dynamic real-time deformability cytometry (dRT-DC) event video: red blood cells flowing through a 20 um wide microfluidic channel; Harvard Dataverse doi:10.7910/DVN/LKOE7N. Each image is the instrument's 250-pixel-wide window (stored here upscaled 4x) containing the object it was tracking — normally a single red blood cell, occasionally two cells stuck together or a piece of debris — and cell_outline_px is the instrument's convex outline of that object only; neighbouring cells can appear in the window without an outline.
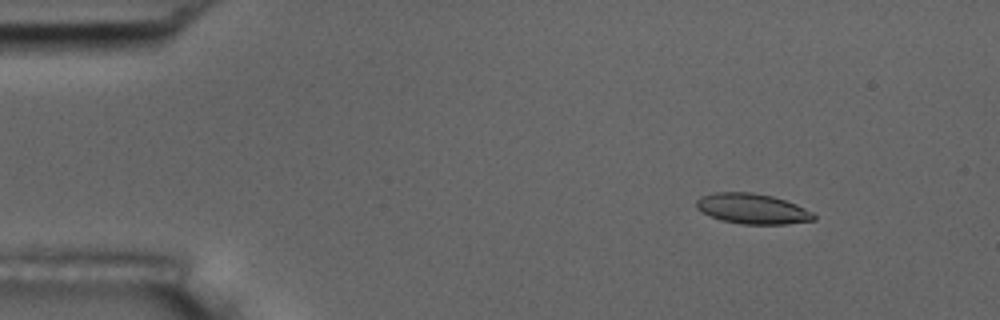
{"species": "common noctule bat (a hibernating species)", "species_latin": "Nyctalus noctula", "temperature_condition": "room temperature", "stored_images_in_passage": 4, "camera_frame_rate_fps": 3000, "um_per_image_px": 0.085, "animal": {"sex": "male", "body_mass_g": 17.5, "forearm_length_mm": 52.3}, "frame": {"image": 1, "passage_image": 2, "time_ms": 1.333, "image_size_px": [1000, 320], "cell_outline_px": [[816, 220], [784, 224], [744, 224], [720, 220], [696, 208], [696, 200], [700, 196], [716, 192], [752, 192], [772, 196], [796, 204], [812, 212], [816, 216]], "centroid_in_image_um": [63.95, 17.74], "position_along_channel_um": 21.0, "area_um2": 20.63}}
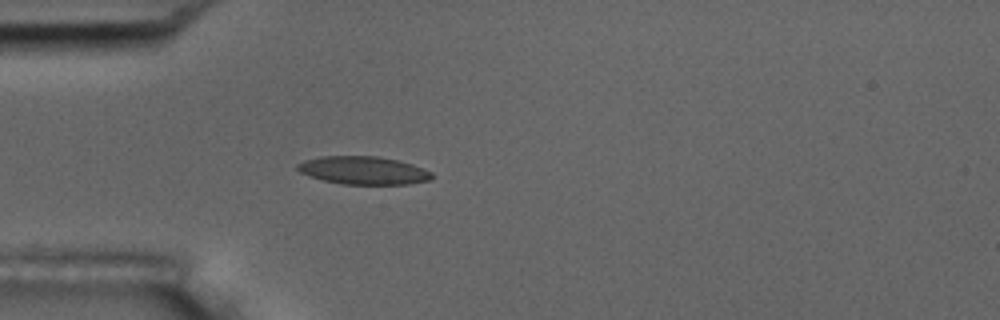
{"frame": {"image": 2, "passage_image": 4, "time_ms": 4.333, "image_size_px": [1000, 320], "cell_outline_px": [[432, 180], [408, 184], [340, 184], [324, 180], [300, 172], [296, 168], [296, 164], [304, 160], [320, 156], [376, 156], [396, 160], [412, 164], [424, 168], [432, 172]], "centroid_in_image_um": [30.9, 14.48], "position_along_channel_um": 54.1, "area_um2": 21.91}}